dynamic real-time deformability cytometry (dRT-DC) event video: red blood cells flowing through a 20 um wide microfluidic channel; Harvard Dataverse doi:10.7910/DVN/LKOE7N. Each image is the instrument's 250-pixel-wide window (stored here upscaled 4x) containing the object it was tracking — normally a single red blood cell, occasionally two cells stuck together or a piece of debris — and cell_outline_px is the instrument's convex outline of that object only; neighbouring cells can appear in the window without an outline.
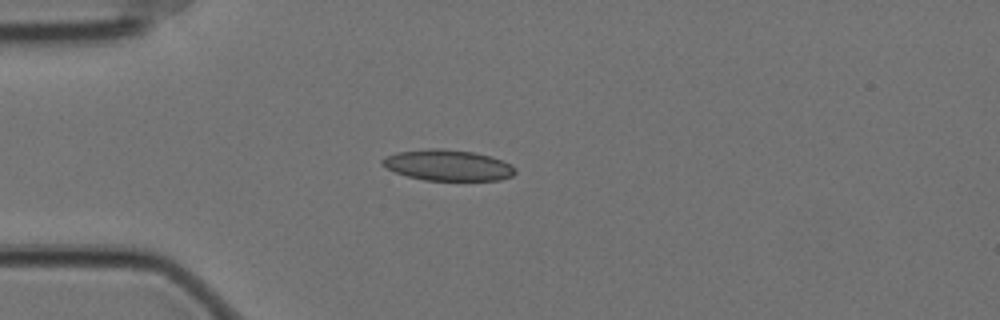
{"species": "Egyptian fruit bat (a non-hibernating species)", "species_latin": "Rousettus aegyptiacus", "temperature_condition": "cold", "stored_images_in_passage": 20, "camera_frame_rate_fps": 3000, "um_per_image_px": 0.085, "animal": {"sex": "female"}, "frame": {"image": 1, "passage_image": 14, "time_ms": 4.333, "image_size_px": [1000, 320], "cell_outline_px": [[516, 172], [512, 176], [500, 180], [424, 180], [408, 176], [396, 172], [380, 164], [380, 160], [396, 152], [428, 148], [444, 148], [472, 152], [488, 156], [512, 164], [516, 168]], "centroid_in_image_um": [38.07, 14.04], "position_along_channel_um": 46.9, "area_um2": 23.87}}
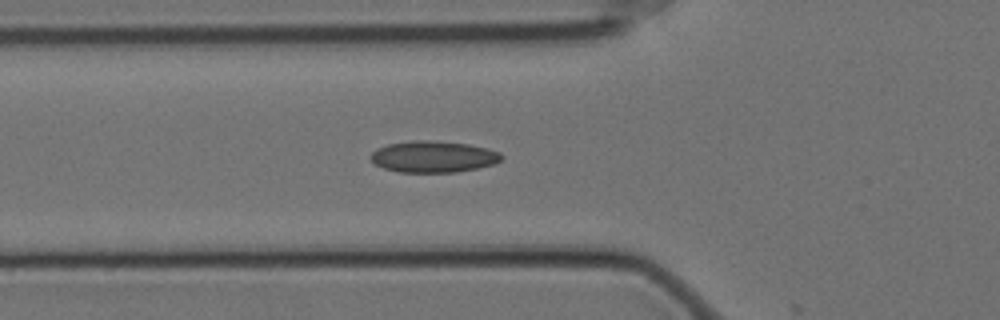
{"frame": {"image": 2, "passage_image": 19, "time_ms": 6.0, "image_size_px": [1000, 320], "cell_outline_px": [[504, 156], [500, 160], [492, 164], [476, 168], [456, 172], [400, 172], [384, 168], [376, 164], [368, 156], [376, 148], [388, 144], [412, 140], [428, 140], [468, 144], [488, 148], [500, 152]], "centroid_in_image_um": [36.82, 13.31], "position_along_channel_um": 89.0, "area_um2": 23.93}}